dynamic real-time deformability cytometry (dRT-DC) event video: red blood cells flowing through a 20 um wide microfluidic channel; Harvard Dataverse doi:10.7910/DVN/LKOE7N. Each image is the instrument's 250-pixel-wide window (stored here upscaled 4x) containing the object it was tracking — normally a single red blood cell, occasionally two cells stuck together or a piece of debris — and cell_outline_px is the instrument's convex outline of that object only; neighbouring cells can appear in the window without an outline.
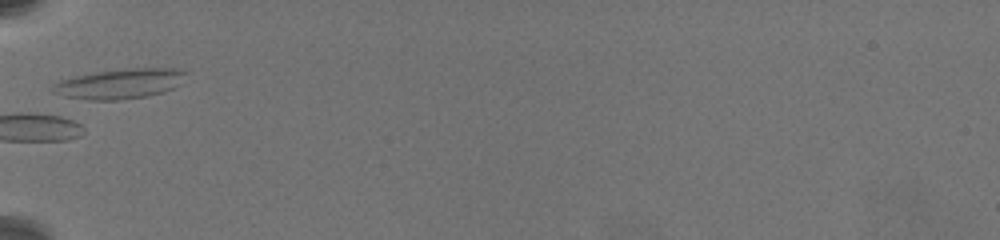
{"species": "common noctule bat (a hibernating species)", "species_latin": "Nyctalus noctula", "temperature_condition": "warm", "stored_images_in_passage": 32, "camera_frame_rate_fps": 3000, "um_per_image_px": 0.085, "animal": {"sex": "female", "body_mass_g": 19.5, "forearm_length_mm": 54.1}, "frame": {"image": 1, "passage_image": 1, "time_ms": 0.0, "image_size_px": [1000, 240], "cell_outline_px": [[188, 72], [184, 84], [176, 88], [164, 92], [148, 96], [116, 100], [88, 100], [64, 96], [52, 92], [48, 88], [52, 84], [60, 80], [72, 76], [92, 72], [124, 68], [176, 68]], "centroid_in_image_um": [10.21, 7.11], "position_along_channel_um": 74.8, "area_um2": 24.04}}